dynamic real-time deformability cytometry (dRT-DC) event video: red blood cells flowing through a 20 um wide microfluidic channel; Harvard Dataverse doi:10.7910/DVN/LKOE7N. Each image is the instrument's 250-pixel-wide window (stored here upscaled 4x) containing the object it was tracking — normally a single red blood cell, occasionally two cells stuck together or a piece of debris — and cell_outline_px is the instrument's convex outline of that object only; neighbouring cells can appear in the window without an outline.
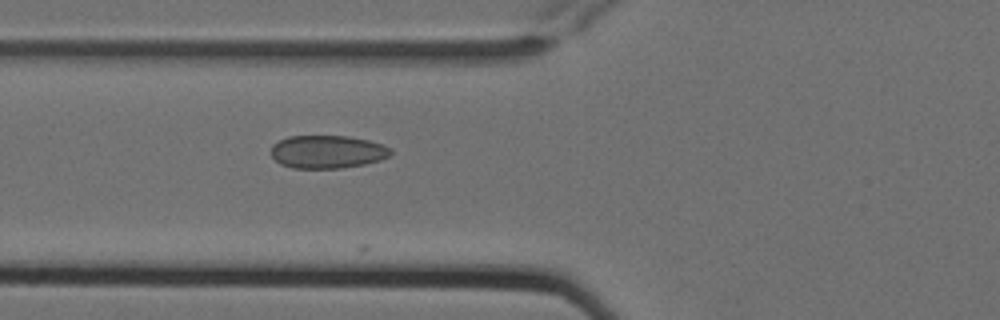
{"species": "Egyptian fruit bat (a non-hibernating species)", "species_latin": "Rousettus aegyptiacus", "temperature_condition": "cold", "stored_images_in_passage": 6, "camera_frame_rate_fps": 3000, "um_per_image_px": 0.085, "animal": {"sex": "female"}, "frame": {"image": 1, "passage_image": 6, "time_ms": 1.667, "image_size_px": [1000, 320], "cell_outline_px": [[392, 152], [388, 156], [380, 160], [364, 164], [340, 168], [292, 168], [280, 164], [272, 156], [272, 144], [288, 136], [348, 136], [368, 140], [384, 144], [392, 148]], "centroid_in_image_um": [27.84, 12.9], "position_along_channel_um": 98.0, "area_um2": 23.06}}